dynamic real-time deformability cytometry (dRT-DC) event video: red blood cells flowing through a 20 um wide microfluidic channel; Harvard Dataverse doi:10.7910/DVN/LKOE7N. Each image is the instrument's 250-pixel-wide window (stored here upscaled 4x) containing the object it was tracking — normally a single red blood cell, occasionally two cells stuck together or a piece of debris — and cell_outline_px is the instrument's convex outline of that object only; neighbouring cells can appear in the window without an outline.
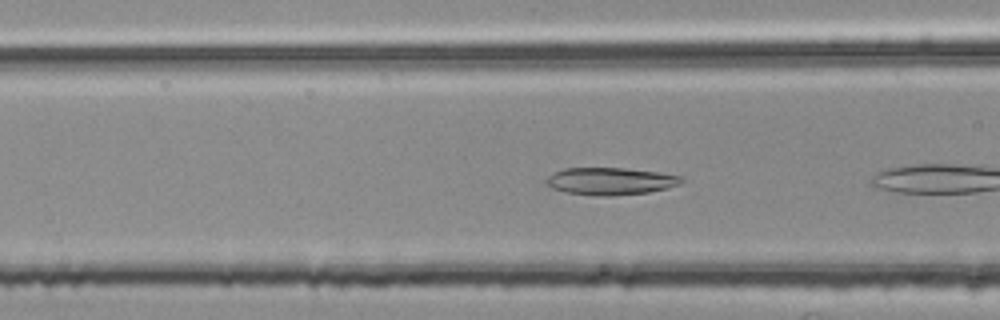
{"species": "common noctule bat (a hibernating species)", "species_latin": "Nyctalus noctula", "temperature_condition": "room temperature", "stored_images_in_passage": 6, "camera_frame_rate_fps": 3000, "um_per_image_px": 0.085, "animal": {"sex": "female", "body_mass_g": 25.1}, "frame": {"image": 1, "passage_image": 4, "time_ms": 1.0, "image_size_px": [1000, 320], "cell_outline_px": [[684, 180], [680, 184], [668, 188], [648, 192], [608, 196], [596, 196], [568, 192], [552, 188], [544, 184], [544, 180], [552, 172], [564, 168], [624, 168], [660, 172], [684, 176]], "centroid_in_image_um": [51.88, 15.39], "position_along_channel_um": 114.7, "area_um2": 21.73}}